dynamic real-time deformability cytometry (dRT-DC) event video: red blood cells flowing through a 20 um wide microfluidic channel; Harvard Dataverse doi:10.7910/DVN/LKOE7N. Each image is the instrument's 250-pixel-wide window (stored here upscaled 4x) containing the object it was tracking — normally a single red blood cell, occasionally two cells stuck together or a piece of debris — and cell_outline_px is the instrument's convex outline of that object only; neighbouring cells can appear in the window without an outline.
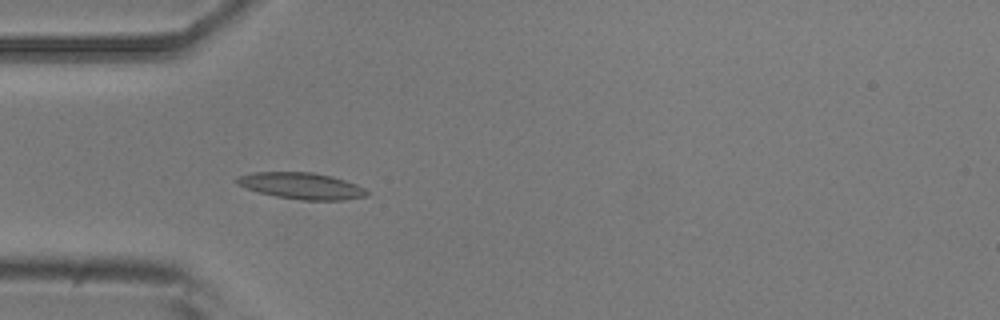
{"species": "common noctule bat (a hibernating species)", "species_latin": "Nyctalus noctula", "temperature_condition": "room temperature", "stored_images_in_passage": 3, "camera_frame_rate_fps": 3000, "um_per_image_px": 0.085, "animal": {"sex": "male", "body_mass_g": 20.5, "forearm_length_mm": 52.5}, "frame": {"image": 1, "passage_image": 3, "time_ms": 2.333, "image_size_px": [1000, 320], "cell_outline_px": [[368, 196], [344, 200], [300, 200], [276, 196], [260, 192], [236, 184], [236, 180], [240, 176], [256, 172], [312, 172], [332, 176], [356, 184], [364, 188], [368, 192]], "centroid_in_image_um": [25.68, 15.8], "position_along_channel_um": 59.3, "area_um2": 19.83}}